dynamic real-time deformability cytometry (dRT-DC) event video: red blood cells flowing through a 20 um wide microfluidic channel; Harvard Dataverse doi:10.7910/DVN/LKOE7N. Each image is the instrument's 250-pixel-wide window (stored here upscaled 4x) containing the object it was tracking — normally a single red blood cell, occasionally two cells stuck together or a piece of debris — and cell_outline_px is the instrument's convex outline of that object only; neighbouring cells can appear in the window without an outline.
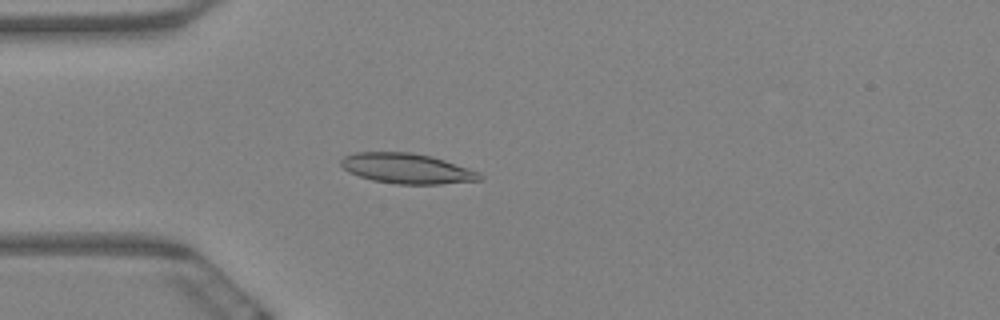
{"species": "Egyptian fruit bat (a non-hibernating species)", "species_latin": "Rousettus aegyptiacus", "temperature_condition": "warm", "stored_images_in_passage": 6, "camera_frame_rate_fps": 3000, "um_per_image_px": 0.085, "animal": {"sex": "female"}, "frame": {"image": 1, "passage_image": 4, "time_ms": 1.0, "image_size_px": [1000, 320], "cell_outline_px": [[484, 176], [480, 180], [440, 184], [396, 184], [372, 180], [348, 172], [340, 164], [340, 160], [344, 156], [356, 152], [412, 152], [432, 156], [480, 172]], "centroid_in_image_um": [34.59, 14.32], "position_along_channel_um": 50.4, "area_um2": 24.45}}
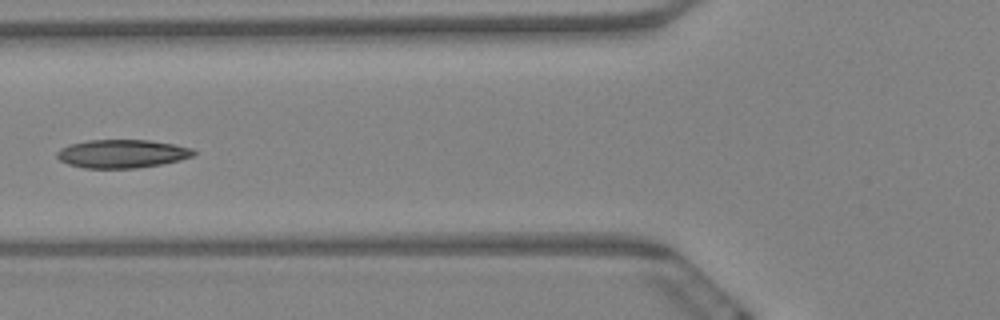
{"frame": {"image": 2, "passage_image": 6, "time_ms": 1.667, "image_size_px": [1000, 320], "cell_outline_px": [[196, 152], [192, 156], [180, 160], [160, 164], [136, 168], [84, 168], [68, 164], [60, 160], [56, 156], [56, 152], [60, 148], [68, 144], [88, 140], [148, 140], [172, 144], [192, 148]], "centroid_in_image_um": [10.33, 13.06], "position_along_channel_um": 115.5, "area_um2": 22.54}}